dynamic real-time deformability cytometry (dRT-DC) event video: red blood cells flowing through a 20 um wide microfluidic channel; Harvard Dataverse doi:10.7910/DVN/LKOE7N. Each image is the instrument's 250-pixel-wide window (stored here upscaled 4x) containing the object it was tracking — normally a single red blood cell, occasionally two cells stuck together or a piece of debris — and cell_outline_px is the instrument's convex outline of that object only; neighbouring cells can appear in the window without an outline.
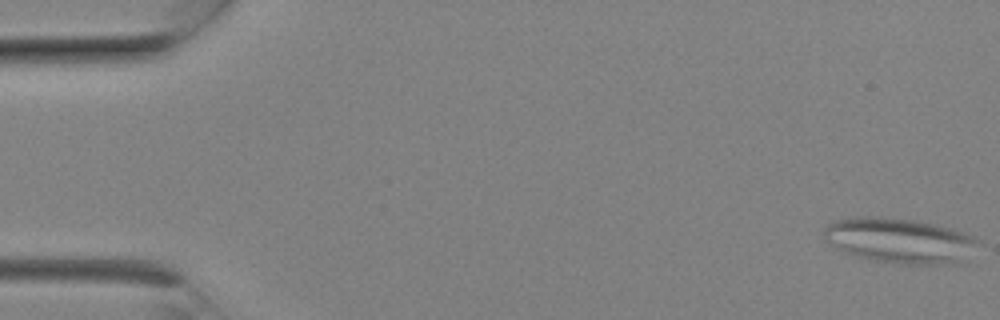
{"species": "Egyptian fruit bat (a non-hibernating species)", "species_latin": "Rousettus aegyptiacus", "temperature_condition": "room temperature", "stored_images_in_passage": 7, "camera_frame_rate_fps": 3000, "um_per_image_px": 0.085, "animal": {"sex": "female"}, "frame": {"image": 1, "passage_image": 1, "time_ms": 0.0, "image_size_px": [1000, 320], "cell_outline_px": [[980, 240], [960, 264], [900, 264], [872, 260], [856, 256], [844, 252], [824, 240], [824, 228], [828, 224], [836, 220], [860, 216], [876, 216], [912, 220], [936, 224], [952, 228], [976, 236]], "centroid_in_image_um": [76.48, 20.45], "position_along_channel_um": 8.5, "area_um2": 40.69}}
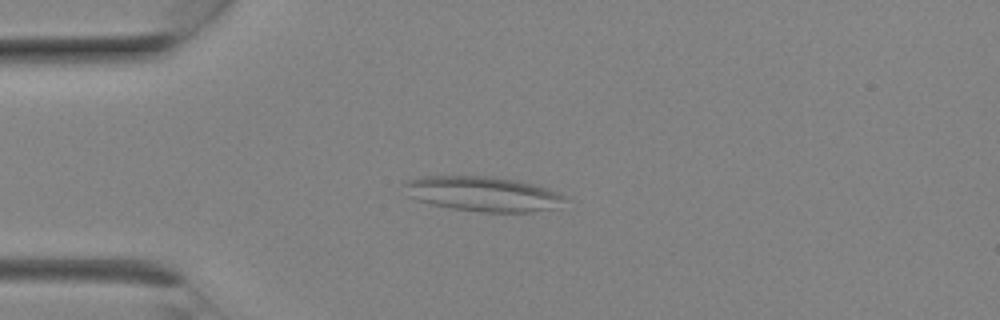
{"frame": {"image": 2, "passage_image": 6, "time_ms": 1.667, "image_size_px": [1000, 320], "cell_outline_px": [[564, 200], [556, 208], [532, 212], [480, 212], [448, 208], [416, 200], [408, 196], [400, 184], [404, 180], [420, 176], [488, 176], [516, 180], [532, 184], [556, 192], [564, 196]], "centroid_in_image_um": [40.93, 16.48], "position_along_channel_um": 44.1, "area_um2": 32.83}}